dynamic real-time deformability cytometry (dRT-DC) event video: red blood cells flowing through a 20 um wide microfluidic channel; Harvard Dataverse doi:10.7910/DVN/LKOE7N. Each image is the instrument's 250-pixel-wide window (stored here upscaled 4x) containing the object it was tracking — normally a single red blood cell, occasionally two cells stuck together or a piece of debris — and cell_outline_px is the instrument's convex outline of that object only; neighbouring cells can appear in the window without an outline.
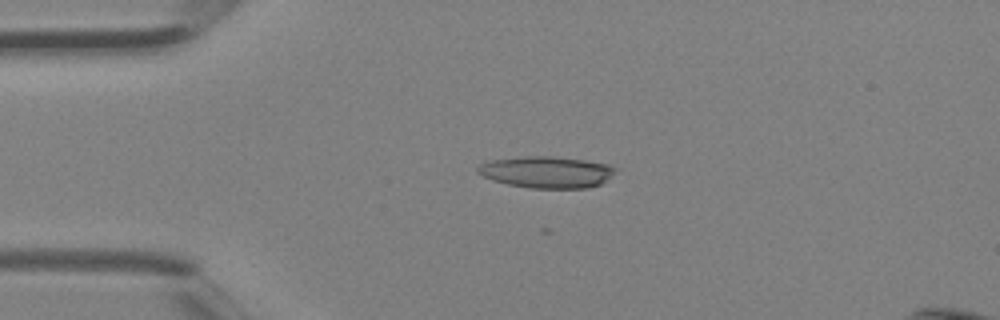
{"species": "Egyptian fruit bat (a non-hibernating species)", "species_latin": "Rousettus aegyptiacus", "temperature_condition": "room temperature", "stored_images_in_passage": 5, "camera_frame_rate_fps": 3000, "um_per_image_px": 0.085, "animal": {"sex": "female"}, "frame": {"image": 1, "passage_image": 3, "time_ms": 0.667, "image_size_px": [1000, 320], "cell_outline_px": [[616, 168], [600, 184], [588, 188], [532, 188], [508, 184], [492, 180], [476, 172], [476, 168], [480, 164], [488, 160], [524, 156], [552, 156], [584, 160], [608, 164]], "centroid_in_image_um": [46.39, 14.62], "position_along_channel_um": 38.6, "area_um2": 25.14}}
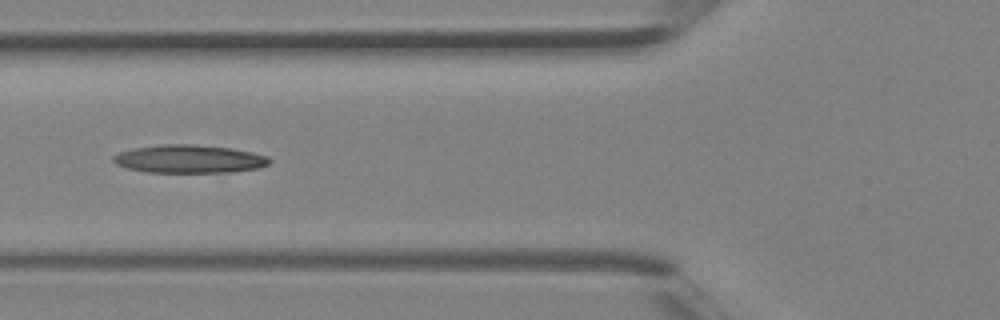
{"frame": {"image": 2, "passage_image": 5, "time_ms": 1.333, "image_size_px": [1000, 320], "cell_outline_px": [[272, 160], [268, 164], [256, 168], [232, 172], [144, 172], [128, 168], [116, 164], [112, 160], [112, 156], [120, 152], [132, 148], [160, 144], [192, 144], [228, 148], [252, 152], [268, 156]], "centroid_in_image_um": [16.05, 13.51], "position_along_channel_um": 109.8, "area_um2": 25.55}}